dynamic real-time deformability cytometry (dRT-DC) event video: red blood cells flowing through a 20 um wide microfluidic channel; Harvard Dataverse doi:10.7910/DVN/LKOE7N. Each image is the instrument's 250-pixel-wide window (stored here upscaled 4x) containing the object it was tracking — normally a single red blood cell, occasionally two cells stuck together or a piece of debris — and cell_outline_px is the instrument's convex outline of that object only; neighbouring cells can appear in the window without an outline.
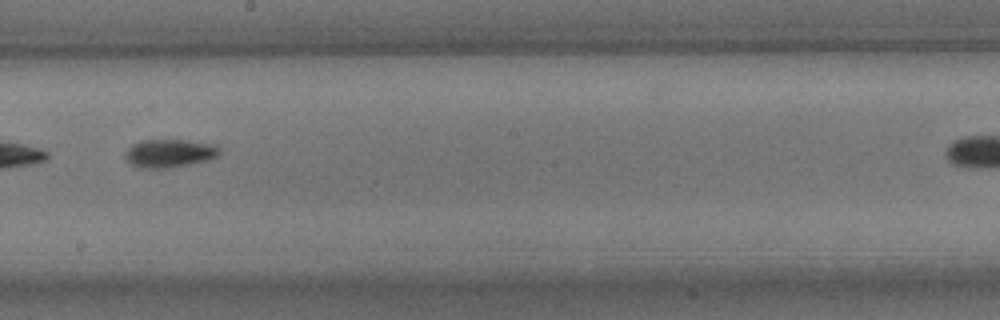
{"species": "common noctule bat (a hibernating species)", "species_latin": "Nyctalus noctula", "temperature_condition": "room temperature", "stored_images_in_passage": 9, "camera_frame_rate_fps": 3000, "um_per_image_px": 0.085, "animal": {"sex": "male", "body_mass_g": 15.6}, "frame": {"image": 1, "passage_image": 6, "time_ms": 6.667, "image_size_px": [1000, 320], "cell_outline_px": [[220, 152], [216, 156], [208, 160], [168, 168], [144, 168], [132, 164], [124, 156], [128, 148], [132, 144], [140, 140], [184, 140], [216, 144], [220, 148]], "centroid_in_image_um": [14.42, 13.01], "position_along_channel_um": 233.8, "area_um2": 15.37}}